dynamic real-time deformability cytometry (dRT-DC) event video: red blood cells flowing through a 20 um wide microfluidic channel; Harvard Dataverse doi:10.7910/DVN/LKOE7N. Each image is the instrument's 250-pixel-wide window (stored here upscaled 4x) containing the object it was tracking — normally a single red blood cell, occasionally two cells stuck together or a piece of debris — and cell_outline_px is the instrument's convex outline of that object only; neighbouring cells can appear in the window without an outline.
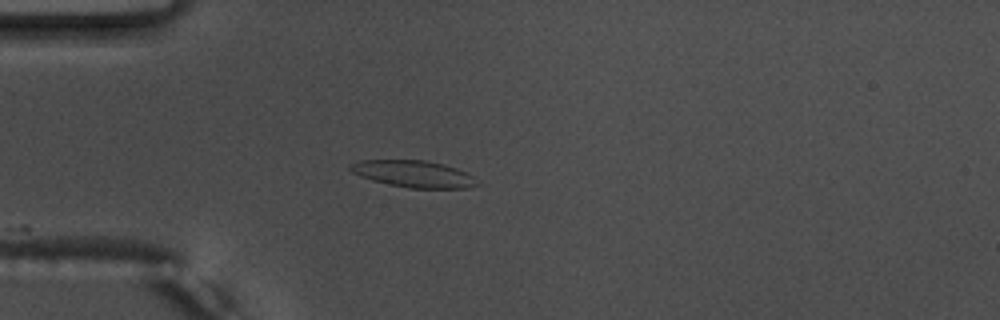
{"species": "common noctule bat (a hibernating species)", "species_latin": "Nyctalus noctula", "temperature_condition": "warm", "stored_images_in_passage": 14, "camera_frame_rate_fps": 3000, "um_per_image_px": 0.085, "animal": {"sex": "male", "body_mass_g": 17.5, "forearm_length_mm": 52.3}, "frame": {"image": 1, "passage_image": 1, "time_ms": 0.0, "image_size_px": [1000, 320], "cell_outline_px": [[480, 184], [468, 188], [408, 188], [388, 184], [372, 180], [360, 176], [352, 172], [348, 168], [348, 164], [360, 160], [424, 160], [444, 164], [468, 172]], "centroid_in_image_um": [35.15, 14.78], "position_along_channel_um": 49.9, "area_um2": 19.94}}
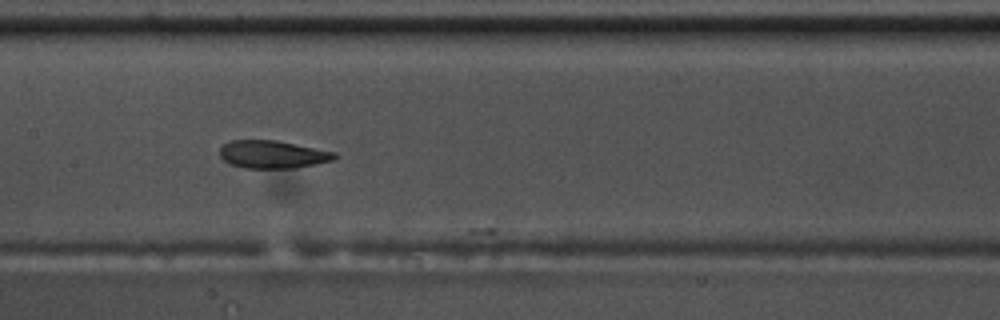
{"frame": {"image": 2, "passage_image": 13, "time_ms": 4.0, "image_size_px": [1000, 320], "cell_outline_px": [[336, 156], [332, 160], [316, 164], [292, 168], [244, 168], [228, 164], [220, 156], [220, 148], [224, 144], [232, 140], [276, 140], [336, 152]], "centroid_in_image_um": [23.14, 13.12], "position_along_channel_um": 184.3, "area_um2": 18.55}}